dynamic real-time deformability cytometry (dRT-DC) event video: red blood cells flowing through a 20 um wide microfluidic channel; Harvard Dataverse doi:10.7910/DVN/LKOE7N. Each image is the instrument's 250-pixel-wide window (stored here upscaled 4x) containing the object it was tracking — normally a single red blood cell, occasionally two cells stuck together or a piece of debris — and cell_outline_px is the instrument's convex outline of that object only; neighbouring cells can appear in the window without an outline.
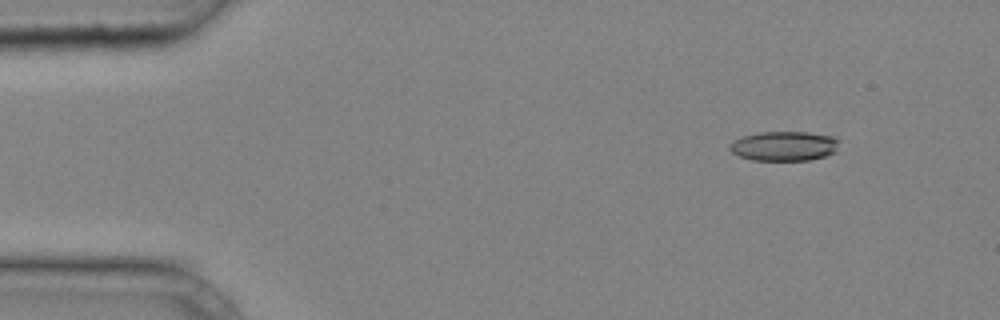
{"species": "common noctule bat (a hibernating species)", "species_latin": "Nyctalus noctula", "temperature_condition": "cold", "stored_images_in_passage": 41, "camera_frame_rate_fps": 3000, "um_per_image_px": 0.085, "animal": {"sex": "male", "body_mass_g": 20.4}, "frame": {"image": 1, "passage_image": 5, "time_ms": 1.333, "image_size_px": [1000, 320], "cell_outline_px": [[840, 140], [836, 152], [824, 156], [808, 160], [752, 160], [740, 156], [732, 152], [728, 148], [736, 140], [744, 136], [760, 132], [804, 132], [832, 136]], "centroid_in_image_um": [66.69, 12.42], "position_along_channel_um": 18.3, "area_um2": 18.67}}
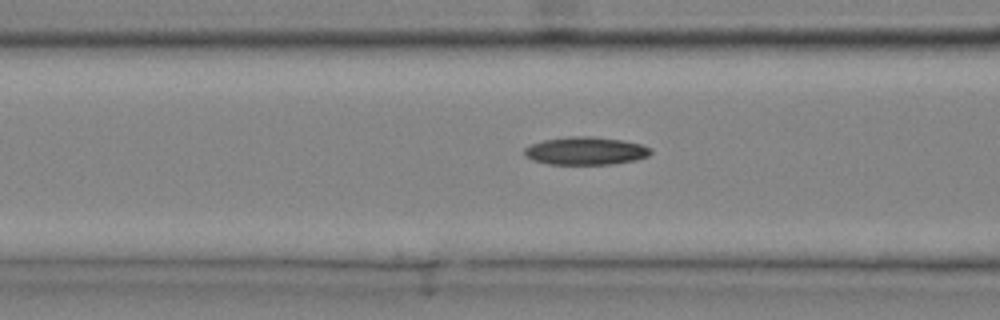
{"frame": {"image": 2, "passage_image": 17, "time_ms": 5.333, "image_size_px": [1000, 320], "cell_outline_px": [[652, 152], [648, 156], [636, 160], [612, 164], [548, 164], [532, 160], [524, 156], [524, 148], [532, 144], [544, 140], [568, 136], [592, 136], [624, 140], [640, 144], [652, 148]], "centroid_in_image_um": [49.79, 12.82], "position_along_channel_um": 116.8, "area_um2": 20.69}}
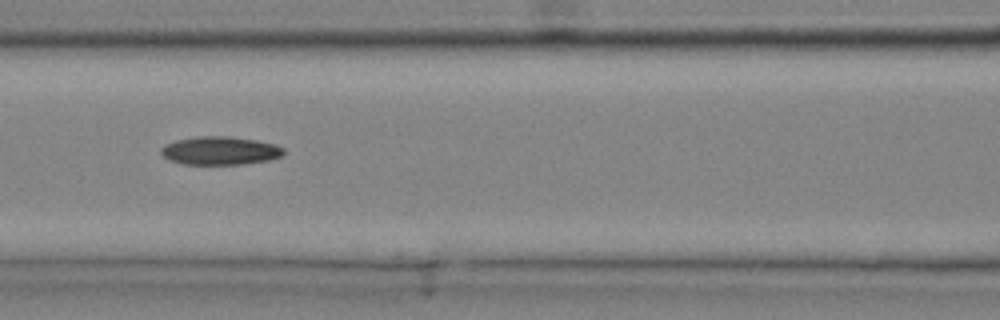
{"frame": {"image": 3, "passage_image": 19, "time_ms": 6.0, "image_size_px": [1000, 320], "cell_outline_px": [[284, 156], [268, 160], [244, 164], [184, 164], [168, 160], [160, 152], [160, 148], [164, 144], [176, 140], [196, 136], [232, 136], [256, 140], [276, 144], [284, 148]], "centroid_in_image_um": [18.71, 12.8], "position_along_channel_um": 147.9, "area_um2": 20.46}}